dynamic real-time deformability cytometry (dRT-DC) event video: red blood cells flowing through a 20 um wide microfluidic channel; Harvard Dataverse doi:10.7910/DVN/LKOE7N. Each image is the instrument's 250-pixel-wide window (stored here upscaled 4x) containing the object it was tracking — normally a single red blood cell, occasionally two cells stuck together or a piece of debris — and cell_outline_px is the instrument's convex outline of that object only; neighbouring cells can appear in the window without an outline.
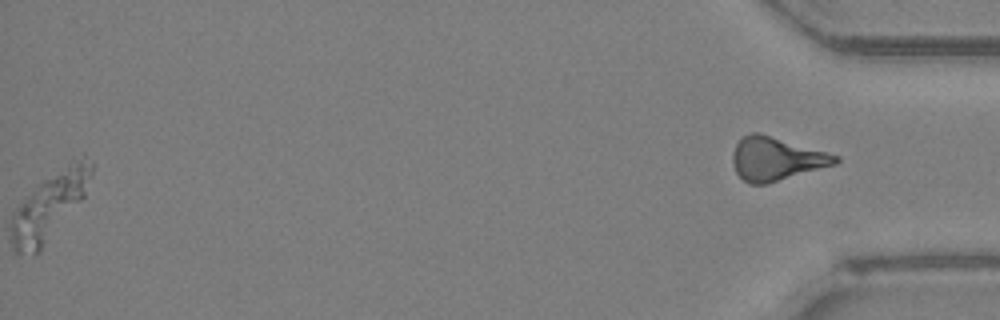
{"species": "Egyptian fruit bat (a non-hibernating species)", "species_latin": "Rousettus aegyptiacus", "temperature_condition": "room temperature", "stored_images_in_passage": 49, "segment_of_instrument_passage": [2, 2], "camera_frame_rate_fps": 3000, "um_per_image_px": 0.085, "animal": {"sex": "female"}, "frame": {"image": 1, "passage_image": 49, "time_ms": 16.0, "image_size_px": [1000, 320], "cell_outline_px": [[840, 160], [836, 164], [768, 184], [748, 184], [736, 172], [732, 164], [732, 152], [740, 136], [752, 132], [760, 132], [828, 152], [840, 156]], "centroid_in_image_um": [65.96, 13.48], "position_along_channel_um": 369.2, "area_um2": 26.36}}